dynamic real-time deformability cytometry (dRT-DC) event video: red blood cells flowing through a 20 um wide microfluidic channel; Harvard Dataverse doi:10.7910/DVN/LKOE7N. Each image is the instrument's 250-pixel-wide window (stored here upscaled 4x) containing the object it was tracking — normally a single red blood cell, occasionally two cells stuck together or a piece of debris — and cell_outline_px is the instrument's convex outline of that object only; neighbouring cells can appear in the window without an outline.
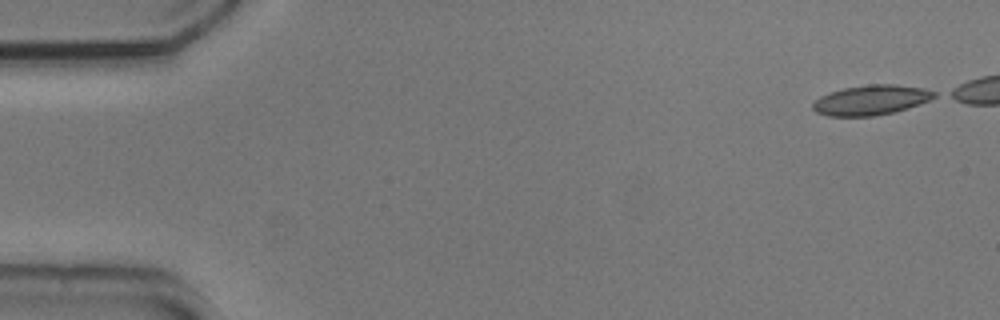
{"species": "common noctule bat (a hibernating species)", "species_latin": "Nyctalus noctula", "temperature_condition": "cold", "stored_images_in_passage": 43, "camera_frame_rate_fps": 3000, "um_per_image_px": 0.085, "animal": {"sex": "male", "body_mass_g": 20.5, "forearm_length_mm": 52.5}, "frame": {"image": 1, "passage_image": 1, "time_ms": 0.0, "image_size_px": [1000, 320], "cell_outline_px": [[936, 96], [928, 100], [908, 108], [896, 112], [872, 116], [828, 116], [816, 112], [812, 108], [812, 104], [820, 96], [844, 88], [872, 84], [896, 84], [924, 88], [936, 92]], "centroid_in_image_um": [74.04, 8.5], "position_along_channel_um": 11.0, "area_um2": 21.04}}
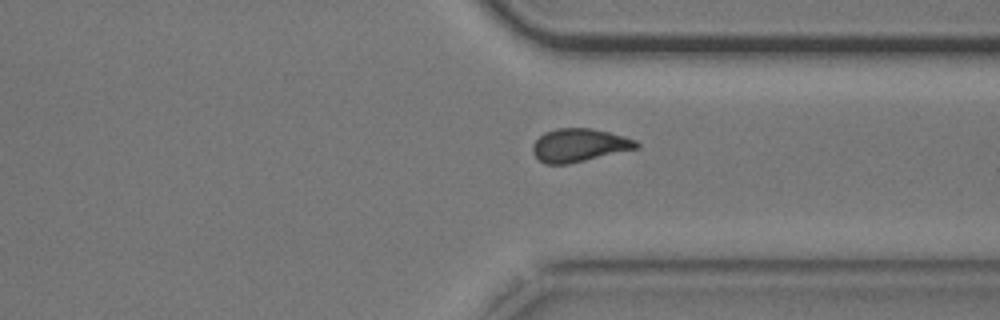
{"frame": {"image": 2, "passage_image": 39, "time_ms": 12.667, "image_size_px": [1000, 320], "cell_outline_px": [[640, 148], [568, 164], [544, 164], [532, 152], [532, 144], [544, 132], [556, 128], [592, 128], [624, 136], [636, 140], [640, 144]], "centroid_in_image_um": [49.24, 12.34], "position_along_channel_um": 362.2, "area_um2": 20.17}}